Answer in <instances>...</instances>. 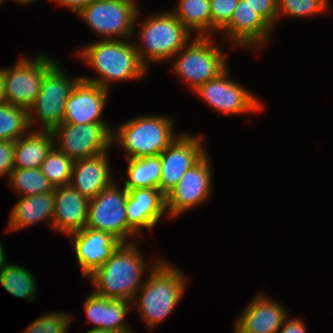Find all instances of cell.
<instances>
[{
    "label": "cell",
    "instance_id": "cell-11",
    "mask_svg": "<svg viewBox=\"0 0 333 333\" xmlns=\"http://www.w3.org/2000/svg\"><path fill=\"white\" fill-rule=\"evenodd\" d=\"M112 131L110 123H62L52 134L54 146L76 161L111 150Z\"/></svg>",
    "mask_w": 333,
    "mask_h": 333
},
{
    "label": "cell",
    "instance_id": "cell-10",
    "mask_svg": "<svg viewBox=\"0 0 333 333\" xmlns=\"http://www.w3.org/2000/svg\"><path fill=\"white\" fill-rule=\"evenodd\" d=\"M139 8L126 0H96L76 15L90 29L106 39L132 38ZM103 36V37H102Z\"/></svg>",
    "mask_w": 333,
    "mask_h": 333
},
{
    "label": "cell",
    "instance_id": "cell-14",
    "mask_svg": "<svg viewBox=\"0 0 333 333\" xmlns=\"http://www.w3.org/2000/svg\"><path fill=\"white\" fill-rule=\"evenodd\" d=\"M204 135L180 133L178 137L159 155L161 178L159 190L166 195L182 179L188 169L194 166L206 153Z\"/></svg>",
    "mask_w": 333,
    "mask_h": 333
},
{
    "label": "cell",
    "instance_id": "cell-29",
    "mask_svg": "<svg viewBox=\"0 0 333 333\" xmlns=\"http://www.w3.org/2000/svg\"><path fill=\"white\" fill-rule=\"evenodd\" d=\"M74 162L73 159L53 146L40 169L55 188L70 183Z\"/></svg>",
    "mask_w": 333,
    "mask_h": 333
},
{
    "label": "cell",
    "instance_id": "cell-3",
    "mask_svg": "<svg viewBox=\"0 0 333 333\" xmlns=\"http://www.w3.org/2000/svg\"><path fill=\"white\" fill-rule=\"evenodd\" d=\"M147 277L133 300V308L138 307L141 321L152 331L168 319L182 301L189 279L165 259Z\"/></svg>",
    "mask_w": 333,
    "mask_h": 333
},
{
    "label": "cell",
    "instance_id": "cell-33",
    "mask_svg": "<svg viewBox=\"0 0 333 333\" xmlns=\"http://www.w3.org/2000/svg\"><path fill=\"white\" fill-rule=\"evenodd\" d=\"M239 0H210L211 36L219 33L231 20Z\"/></svg>",
    "mask_w": 333,
    "mask_h": 333
},
{
    "label": "cell",
    "instance_id": "cell-12",
    "mask_svg": "<svg viewBox=\"0 0 333 333\" xmlns=\"http://www.w3.org/2000/svg\"><path fill=\"white\" fill-rule=\"evenodd\" d=\"M227 68L218 77L198 86L193 92L218 113L243 115L262 112L265 102L242 84L229 78Z\"/></svg>",
    "mask_w": 333,
    "mask_h": 333
},
{
    "label": "cell",
    "instance_id": "cell-31",
    "mask_svg": "<svg viewBox=\"0 0 333 333\" xmlns=\"http://www.w3.org/2000/svg\"><path fill=\"white\" fill-rule=\"evenodd\" d=\"M132 307L133 302L131 301L105 297L104 329L120 333L132 332L131 327L128 325L129 323H126L127 315L129 316Z\"/></svg>",
    "mask_w": 333,
    "mask_h": 333
},
{
    "label": "cell",
    "instance_id": "cell-8",
    "mask_svg": "<svg viewBox=\"0 0 333 333\" xmlns=\"http://www.w3.org/2000/svg\"><path fill=\"white\" fill-rule=\"evenodd\" d=\"M115 182L90 200L86 227L110 233L121 243L135 242L134 238L141 237L127 223L128 190L124 186L119 188Z\"/></svg>",
    "mask_w": 333,
    "mask_h": 333
},
{
    "label": "cell",
    "instance_id": "cell-27",
    "mask_svg": "<svg viewBox=\"0 0 333 333\" xmlns=\"http://www.w3.org/2000/svg\"><path fill=\"white\" fill-rule=\"evenodd\" d=\"M7 184L17 197L34 196L54 191L53 185L40 168H14L8 177Z\"/></svg>",
    "mask_w": 333,
    "mask_h": 333
},
{
    "label": "cell",
    "instance_id": "cell-17",
    "mask_svg": "<svg viewBox=\"0 0 333 333\" xmlns=\"http://www.w3.org/2000/svg\"><path fill=\"white\" fill-rule=\"evenodd\" d=\"M67 237L72 241L75 257L84 277L103 265L121 244L110 233L87 227Z\"/></svg>",
    "mask_w": 333,
    "mask_h": 333
},
{
    "label": "cell",
    "instance_id": "cell-1",
    "mask_svg": "<svg viewBox=\"0 0 333 333\" xmlns=\"http://www.w3.org/2000/svg\"><path fill=\"white\" fill-rule=\"evenodd\" d=\"M138 246L140 247V244L136 241L121 243L111 257L88 276L93 293L108 299L133 302L144 283L143 280H146L144 276L147 277L163 259L155 256L154 260L147 263L149 261H146Z\"/></svg>",
    "mask_w": 333,
    "mask_h": 333
},
{
    "label": "cell",
    "instance_id": "cell-35",
    "mask_svg": "<svg viewBox=\"0 0 333 333\" xmlns=\"http://www.w3.org/2000/svg\"><path fill=\"white\" fill-rule=\"evenodd\" d=\"M273 28L277 22L278 0H245Z\"/></svg>",
    "mask_w": 333,
    "mask_h": 333
},
{
    "label": "cell",
    "instance_id": "cell-18",
    "mask_svg": "<svg viewBox=\"0 0 333 333\" xmlns=\"http://www.w3.org/2000/svg\"><path fill=\"white\" fill-rule=\"evenodd\" d=\"M166 215L165 195L158 188L128 190L127 223L141 238L143 230H152Z\"/></svg>",
    "mask_w": 333,
    "mask_h": 333
},
{
    "label": "cell",
    "instance_id": "cell-13",
    "mask_svg": "<svg viewBox=\"0 0 333 333\" xmlns=\"http://www.w3.org/2000/svg\"><path fill=\"white\" fill-rule=\"evenodd\" d=\"M213 170L209 152L186 171L177 185L165 195L168 218L174 219L206 203L213 188Z\"/></svg>",
    "mask_w": 333,
    "mask_h": 333
},
{
    "label": "cell",
    "instance_id": "cell-20",
    "mask_svg": "<svg viewBox=\"0 0 333 333\" xmlns=\"http://www.w3.org/2000/svg\"><path fill=\"white\" fill-rule=\"evenodd\" d=\"M89 202L70 184L55 187L52 230L67 237L85 228Z\"/></svg>",
    "mask_w": 333,
    "mask_h": 333
},
{
    "label": "cell",
    "instance_id": "cell-42",
    "mask_svg": "<svg viewBox=\"0 0 333 333\" xmlns=\"http://www.w3.org/2000/svg\"><path fill=\"white\" fill-rule=\"evenodd\" d=\"M14 2H17L19 5H28L31 3H35L38 0H13Z\"/></svg>",
    "mask_w": 333,
    "mask_h": 333
},
{
    "label": "cell",
    "instance_id": "cell-45",
    "mask_svg": "<svg viewBox=\"0 0 333 333\" xmlns=\"http://www.w3.org/2000/svg\"><path fill=\"white\" fill-rule=\"evenodd\" d=\"M5 0H0V6L2 5V2H4Z\"/></svg>",
    "mask_w": 333,
    "mask_h": 333
},
{
    "label": "cell",
    "instance_id": "cell-21",
    "mask_svg": "<svg viewBox=\"0 0 333 333\" xmlns=\"http://www.w3.org/2000/svg\"><path fill=\"white\" fill-rule=\"evenodd\" d=\"M108 153L109 151L74 162L69 184L89 200L94 199L115 180L111 174Z\"/></svg>",
    "mask_w": 333,
    "mask_h": 333
},
{
    "label": "cell",
    "instance_id": "cell-5",
    "mask_svg": "<svg viewBox=\"0 0 333 333\" xmlns=\"http://www.w3.org/2000/svg\"><path fill=\"white\" fill-rule=\"evenodd\" d=\"M174 123L170 115L141 114L113 128L112 145L124 149L126 159L159 156L180 135Z\"/></svg>",
    "mask_w": 333,
    "mask_h": 333
},
{
    "label": "cell",
    "instance_id": "cell-4",
    "mask_svg": "<svg viewBox=\"0 0 333 333\" xmlns=\"http://www.w3.org/2000/svg\"><path fill=\"white\" fill-rule=\"evenodd\" d=\"M140 14L141 9L134 22L133 35L139 32L134 45L140 61L148 69L152 64L173 59L194 36L169 10L155 12L141 22Z\"/></svg>",
    "mask_w": 333,
    "mask_h": 333
},
{
    "label": "cell",
    "instance_id": "cell-24",
    "mask_svg": "<svg viewBox=\"0 0 333 333\" xmlns=\"http://www.w3.org/2000/svg\"><path fill=\"white\" fill-rule=\"evenodd\" d=\"M169 10L192 34L211 36L210 0H178Z\"/></svg>",
    "mask_w": 333,
    "mask_h": 333
},
{
    "label": "cell",
    "instance_id": "cell-6",
    "mask_svg": "<svg viewBox=\"0 0 333 333\" xmlns=\"http://www.w3.org/2000/svg\"><path fill=\"white\" fill-rule=\"evenodd\" d=\"M214 41L212 36L195 35L171 59L172 72L193 91L228 68L226 52Z\"/></svg>",
    "mask_w": 333,
    "mask_h": 333
},
{
    "label": "cell",
    "instance_id": "cell-19",
    "mask_svg": "<svg viewBox=\"0 0 333 333\" xmlns=\"http://www.w3.org/2000/svg\"><path fill=\"white\" fill-rule=\"evenodd\" d=\"M289 312L266 293H258L240 312L235 324L245 333H278Z\"/></svg>",
    "mask_w": 333,
    "mask_h": 333
},
{
    "label": "cell",
    "instance_id": "cell-7",
    "mask_svg": "<svg viewBox=\"0 0 333 333\" xmlns=\"http://www.w3.org/2000/svg\"><path fill=\"white\" fill-rule=\"evenodd\" d=\"M60 64L56 62L44 74L39 94L28 109L29 127L33 131L38 123L40 131L51 132L63 123L68 95L80 76L71 78Z\"/></svg>",
    "mask_w": 333,
    "mask_h": 333
},
{
    "label": "cell",
    "instance_id": "cell-16",
    "mask_svg": "<svg viewBox=\"0 0 333 333\" xmlns=\"http://www.w3.org/2000/svg\"><path fill=\"white\" fill-rule=\"evenodd\" d=\"M110 90L81 78L68 95L63 123H110L102 116Z\"/></svg>",
    "mask_w": 333,
    "mask_h": 333
},
{
    "label": "cell",
    "instance_id": "cell-28",
    "mask_svg": "<svg viewBox=\"0 0 333 333\" xmlns=\"http://www.w3.org/2000/svg\"><path fill=\"white\" fill-rule=\"evenodd\" d=\"M30 130L27 109L0 104V140L16 141Z\"/></svg>",
    "mask_w": 333,
    "mask_h": 333
},
{
    "label": "cell",
    "instance_id": "cell-22",
    "mask_svg": "<svg viewBox=\"0 0 333 333\" xmlns=\"http://www.w3.org/2000/svg\"><path fill=\"white\" fill-rule=\"evenodd\" d=\"M53 210L54 191L19 197L9 214L6 232L21 231L42 221L52 228Z\"/></svg>",
    "mask_w": 333,
    "mask_h": 333
},
{
    "label": "cell",
    "instance_id": "cell-9",
    "mask_svg": "<svg viewBox=\"0 0 333 333\" xmlns=\"http://www.w3.org/2000/svg\"><path fill=\"white\" fill-rule=\"evenodd\" d=\"M45 53L21 55L13 67H3L6 103L29 109L37 98L44 74L57 62Z\"/></svg>",
    "mask_w": 333,
    "mask_h": 333
},
{
    "label": "cell",
    "instance_id": "cell-43",
    "mask_svg": "<svg viewBox=\"0 0 333 333\" xmlns=\"http://www.w3.org/2000/svg\"><path fill=\"white\" fill-rule=\"evenodd\" d=\"M233 333H245L235 323L233 326Z\"/></svg>",
    "mask_w": 333,
    "mask_h": 333
},
{
    "label": "cell",
    "instance_id": "cell-30",
    "mask_svg": "<svg viewBox=\"0 0 333 333\" xmlns=\"http://www.w3.org/2000/svg\"><path fill=\"white\" fill-rule=\"evenodd\" d=\"M329 7V0H278L277 22L284 16L297 19L313 18V16L328 12Z\"/></svg>",
    "mask_w": 333,
    "mask_h": 333
},
{
    "label": "cell",
    "instance_id": "cell-25",
    "mask_svg": "<svg viewBox=\"0 0 333 333\" xmlns=\"http://www.w3.org/2000/svg\"><path fill=\"white\" fill-rule=\"evenodd\" d=\"M127 175L124 187L127 190L158 188L161 178L160 156L127 159Z\"/></svg>",
    "mask_w": 333,
    "mask_h": 333
},
{
    "label": "cell",
    "instance_id": "cell-41",
    "mask_svg": "<svg viewBox=\"0 0 333 333\" xmlns=\"http://www.w3.org/2000/svg\"><path fill=\"white\" fill-rule=\"evenodd\" d=\"M83 333H120L118 331H113V330H107V329H97V328H91L88 331H85Z\"/></svg>",
    "mask_w": 333,
    "mask_h": 333
},
{
    "label": "cell",
    "instance_id": "cell-32",
    "mask_svg": "<svg viewBox=\"0 0 333 333\" xmlns=\"http://www.w3.org/2000/svg\"><path fill=\"white\" fill-rule=\"evenodd\" d=\"M72 313L55 311L45 313L29 324L21 333H68Z\"/></svg>",
    "mask_w": 333,
    "mask_h": 333
},
{
    "label": "cell",
    "instance_id": "cell-44",
    "mask_svg": "<svg viewBox=\"0 0 333 333\" xmlns=\"http://www.w3.org/2000/svg\"><path fill=\"white\" fill-rule=\"evenodd\" d=\"M126 1L133 3L134 5H136L140 9V7L138 6L137 0H126Z\"/></svg>",
    "mask_w": 333,
    "mask_h": 333
},
{
    "label": "cell",
    "instance_id": "cell-2",
    "mask_svg": "<svg viewBox=\"0 0 333 333\" xmlns=\"http://www.w3.org/2000/svg\"><path fill=\"white\" fill-rule=\"evenodd\" d=\"M76 51V57L98 74L96 77L81 74L80 78L108 90L112 84L139 80L148 72L139 59L134 42L126 39H99Z\"/></svg>",
    "mask_w": 333,
    "mask_h": 333
},
{
    "label": "cell",
    "instance_id": "cell-40",
    "mask_svg": "<svg viewBox=\"0 0 333 333\" xmlns=\"http://www.w3.org/2000/svg\"><path fill=\"white\" fill-rule=\"evenodd\" d=\"M7 262L5 248L3 247V243L0 241V271L5 267Z\"/></svg>",
    "mask_w": 333,
    "mask_h": 333
},
{
    "label": "cell",
    "instance_id": "cell-39",
    "mask_svg": "<svg viewBox=\"0 0 333 333\" xmlns=\"http://www.w3.org/2000/svg\"><path fill=\"white\" fill-rule=\"evenodd\" d=\"M6 103L5 87H4V72L0 67V104Z\"/></svg>",
    "mask_w": 333,
    "mask_h": 333
},
{
    "label": "cell",
    "instance_id": "cell-26",
    "mask_svg": "<svg viewBox=\"0 0 333 333\" xmlns=\"http://www.w3.org/2000/svg\"><path fill=\"white\" fill-rule=\"evenodd\" d=\"M0 284L15 298L34 302L37 295V283L32 272L24 266L6 263L0 271Z\"/></svg>",
    "mask_w": 333,
    "mask_h": 333
},
{
    "label": "cell",
    "instance_id": "cell-38",
    "mask_svg": "<svg viewBox=\"0 0 333 333\" xmlns=\"http://www.w3.org/2000/svg\"><path fill=\"white\" fill-rule=\"evenodd\" d=\"M58 6L69 9L72 13L77 14L81 9L87 5L92 4L96 0H51Z\"/></svg>",
    "mask_w": 333,
    "mask_h": 333
},
{
    "label": "cell",
    "instance_id": "cell-34",
    "mask_svg": "<svg viewBox=\"0 0 333 333\" xmlns=\"http://www.w3.org/2000/svg\"><path fill=\"white\" fill-rule=\"evenodd\" d=\"M83 308L87 321L92 323L93 328L104 329L105 297L96 295L91 291L87 294Z\"/></svg>",
    "mask_w": 333,
    "mask_h": 333
},
{
    "label": "cell",
    "instance_id": "cell-15",
    "mask_svg": "<svg viewBox=\"0 0 333 333\" xmlns=\"http://www.w3.org/2000/svg\"><path fill=\"white\" fill-rule=\"evenodd\" d=\"M273 27L245 0H239L230 22L219 32L225 34L223 39L230 41L234 47L250 48L259 51L271 39ZM259 49V50H258Z\"/></svg>",
    "mask_w": 333,
    "mask_h": 333
},
{
    "label": "cell",
    "instance_id": "cell-37",
    "mask_svg": "<svg viewBox=\"0 0 333 333\" xmlns=\"http://www.w3.org/2000/svg\"><path fill=\"white\" fill-rule=\"evenodd\" d=\"M284 320L282 327L278 330V333H308L304 319L299 317H290Z\"/></svg>",
    "mask_w": 333,
    "mask_h": 333
},
{
    "label": "cell",
    "instance_id": "cell-23",
    "mask_svg": "<svg viewBox=\"0 0 333 333\" xmlns=\"http://www.w3.org/2000/svg\"><path fill=\"white\" fill-rule=\"evenodd\" d=\"M53 146L51 131L30 130L14 141V168H40Z\"/></svg>",
    "mask_w": 333,
    "mask_h": 333
},
{
    "label": "cell",
    "instance_id": "cell-36",
    "mask_svg": "<svg viewBox=\"0 0 333 333\" xmlns=\"http://www.w3.org/2000/svg\"><path fill=\"white\" fill-rule=\"evenodd\" d=\"M14 141L0 140V178L8 179L14 169Z\"/></svg>",
    "mask_w": 333,
    "mask_h": 333
}]
</instances>
